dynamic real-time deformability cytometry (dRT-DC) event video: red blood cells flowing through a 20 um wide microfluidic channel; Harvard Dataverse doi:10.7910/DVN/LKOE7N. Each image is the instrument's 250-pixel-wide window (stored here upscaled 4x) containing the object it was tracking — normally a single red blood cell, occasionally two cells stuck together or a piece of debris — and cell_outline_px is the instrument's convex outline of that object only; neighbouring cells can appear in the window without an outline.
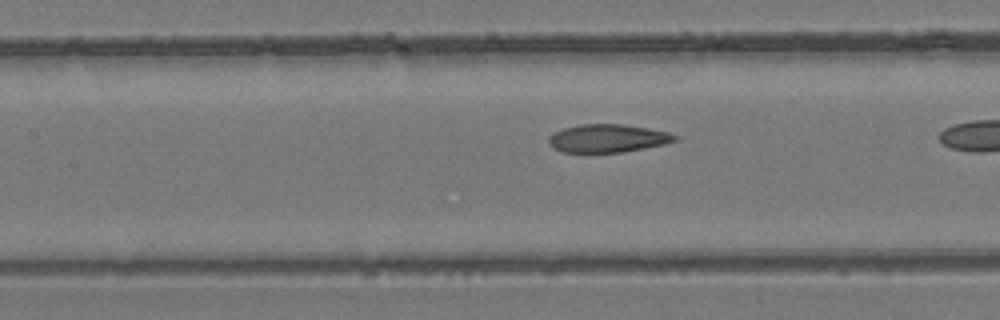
{"species": "common noctule bat (a hibernating species)", "species_latin": "Nyctalus noctula", "temperature_condition": "room temperature", "stored_images_in_passage": 7, "camera_frame_rate_fps": 3000, "um_per_image_px": 0.085, "animal": {"sex": "female", "body_mass_g": 24.6, "forearm_length_mm": 56.2}, "frame": {"image": 1, "passage_image": 5, "time_ms": 1.333, "image_size_px": [1000, 320], "cell_outline_px": [[676, 140], [664, 144], [624, 152], [560, 152], [552, 148], [548, 144], [548, 136], [552, 132], [564, 128], [580, 124], [624, 124], [648, 128], [668, 132], [676, 136]], "centroid_in_image_um": [51.58, 11.75], "position_along_channel_um": 155.8, "area_um2": 20.75}}